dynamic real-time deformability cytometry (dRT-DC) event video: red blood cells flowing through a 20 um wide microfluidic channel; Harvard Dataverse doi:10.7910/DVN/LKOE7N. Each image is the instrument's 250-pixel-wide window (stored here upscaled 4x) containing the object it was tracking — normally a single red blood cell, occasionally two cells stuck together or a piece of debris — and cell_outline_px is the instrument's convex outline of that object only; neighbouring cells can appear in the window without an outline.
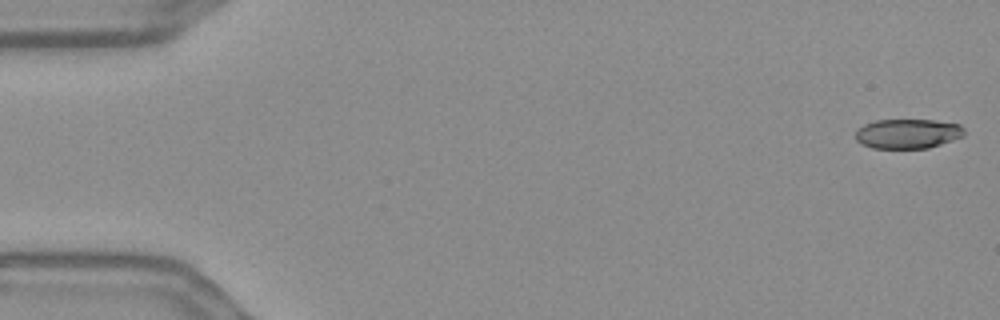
{"species": "Egyptian fruit bat (a non-hibernating species)", "species_latin": "Rousettus aegyptiacus", "temperature_condition": "warm", "stored_images_in_passage": 56, "camera_frame_rate_fps": 3000, "um_per_image_px": 0.085, "frame": {"image": 1, "passage_image": 1, "time_ms": 0.0, "image_size_px": [1000, 320], "cell_outline_px": [[964, 136], [928, 148], [872, 148], [860, 144], [856, 140], [856, 128], [864, 124], [876, 120], [936, 120], [960, 124], [964, 128]], "centroid_in_image_um": [77.14, 11.36], "position_along_channel_um": 7.9, "area_um2": 18.9}}
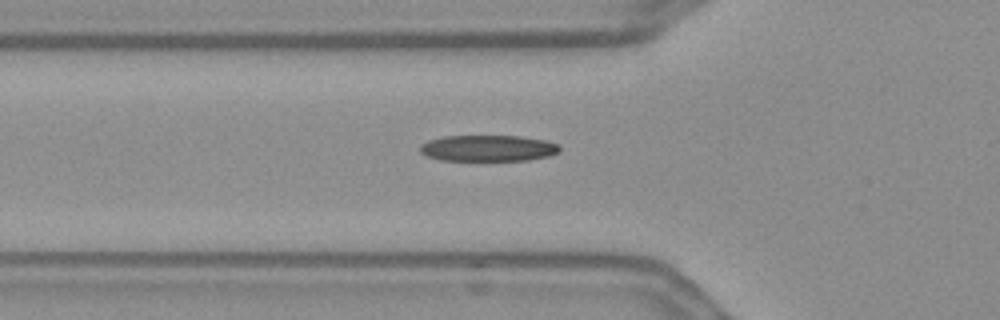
{"frame": {"image": 2, "passage_image": 19, "time_ms": 6.0, "image_size_px": [1000, 320], "cell_outline_px": [[560, 152], [548, 156], [528, 160], [440, 160], [428, 156], [420, 152], [420, 144], [428, 140], [444, 136], [520, 136], [544, 140], [560, 144]], "centroid_in_image_um": [41.5, 12.59], "position_along_channel_um": 84.3, "area_um2": 21.33}}
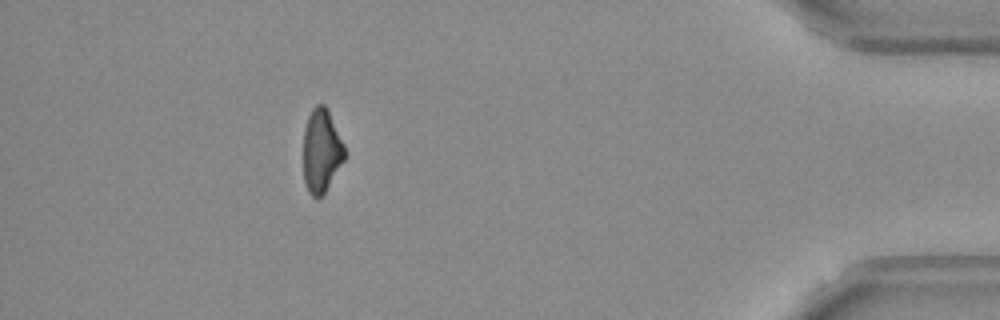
{"frame": {"image": 3, "passage_image": 50, "time_ms": 16.333, "image_size_px": [1000, 320], "cell_outline_px": [[344, 160], [324, 192], [316, 200], [308, 192], [304, 180], [304, 128], [308, 116], [312, 108], [316, 104], [324, 104], [328, 108], [344, 144]], "centroid_in_image_um": [27.31, 12.78], "position_along_channel_um": 407.9, "area_um2": 20.0}, "authors_computed_cell_mechanics": {"area_um2": 21.3282, "velocity_mm_per_s": 3.6454, "shape_relaxation_time_tau1_ms": 7.0469, "shape_relaxation_time_tau2_ms": 5.8791, "deformation_change_tau1": 0.1983, "deformation_change_tau2": 0.142}}